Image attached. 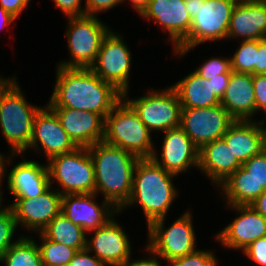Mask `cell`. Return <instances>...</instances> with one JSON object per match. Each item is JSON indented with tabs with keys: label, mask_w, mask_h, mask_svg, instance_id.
Returning <instances> with one entry per match:
<instances>
[{
	"label": "cell",
	"mask_w": 266,
	"mask_h": 266,
	"mask_svg": "<svg viewBox=\"0 0 266 266\" xmlns=\"http://www.w3.org/2000/svg\"><path fill=\"white\" fill-rule=\"evenodd\" d=\"M149 129L122 98L105 117L103 141L129 151L140 159L151 158L154 144Z\"/></svg>",
	"instance_id": "cell-5"
},
{
	"label": "cell",
	"mask_w": 266,
	"mask_h": 266,
	"mask_svg": "<svg viewBox=\"0 0 266 266\" xmlns=\"http://www.w3.org/2000/svg\"><path fill=\"white\" fill-rule=\"evenodd\" d=\"M253 87L256 103V112L266 113V75H253Z\"/></svg>",
	"instance_id": "cell-37"
},
{
	"label": "cell",
	"mask_w": 266,
	"mask_h": 266,
	"mask_svg": "<svg viewBox=\"0 0 266 266\" xmlns=\"http://www.w3.org/2000/svg\"><path fill=\"white\" fill-rule=\"evenodd\" d=\"M56 84L48 107L91 111L104 119L122 99V93L101 80L90 68L58 66Z\"/></svg>",
	"instance_id": "cell-1"
},
{
	"label": "cell",
	"mask_w": 266,
	"mask_h": 266,
	"mask_svg": "<svg viewBox=\"0 0 266 266\" xmlns=\"http://www.w3.org/2000/svg\"><path fill=\"white\" fill-rule=\"evenodd\" d=\"M172 87L178 94L182 108H205L221 104V100L213 93L212 80L202 78L196 71Z\"/></svg>",
	"instance_id": "cell-26"
},
{
	"label": "cell",
	"mask_w": 266,
	"mask_h": 266,
	"mask_svg": "<svg viewBox=\"0 0 266 266\" xmlns=\"http://www.w3.org/2000/svg\"><path fill=\"white\" fill-rule=\"evenodd\" d=\"M5 266H43L38 244L30 237L20 236L2 256Z\"/></svg>",
	"instance_id": "cell-29"
},
{
	"label": "cell",
	"mask_w": 266,
	"mask_h": 266,
	"mask_svg": "<svg viewBox=\"0 0 266 266\" xmlns=\"http://www.w3.org/2000/svg\"><path fill=\"white\" fill-rule=\"evenodd\" d=\"M238 0H199L189 35L173 50L182 57L195 46L227 38L231 15Z\"/></svg>",
	"instance_id": "cell-6"
},
{
	"label": "cell",
	"mask_w": 266,
	"mask_h": 266,
	"mask_svg": "<svg viewBox=\"0 0 266 266\" xmlns=\"http://www.w3.org/2000/svg\"><path fill=\"white\" fill-rule=\"evenodd\" d=\"M50 185L53 179L62 186L61 195L95 193L94 164L88 147L57 155L48 161ZM52 179V180H51Z\"/></svg>",
	"instance_id": "cell-7"
},
{
	"label": "cell",
	"mask_w": 266,
	"mask_h": 266,
	"mask_svg": "<svg viewBox=\"0 0 266 266\" xmlns=\"http://www.w3.org/2000/svg\"><path fill=\"white\" fill-rule=\"evenodd\" d=\"M66 38L71 60L58 66L65 68H90L96 61L109 28L96 16L69 17Z\"/></svg>",
	"instance_id": "cell-9"
},
{
	"label": "cell",
	"mask_w": 266,
	"mask_h": 266,
	"mask_svg": "<svg viewBox=\"0 0 266 266\" xmlns=\"http://www.w3.org/2000/svg\"><path fill=\"white\" fill-rule=\"evenodd\" d=\"M97 194H65L62 195L61 213L72 223L91 231L105 225L114 214L119 211L108 201L103 199L102 205L95 203Z\"/></svg>",
	"instance_id": "cell-13"
},
{
	"label": "cell",
	"mask_w": 266,
	"mask_h": 266,
	"mask_svg": "<svg viewBox=\"0 0 266 266\" xmlns=\"http://www.w3.org/2000/svg\"><path fill=\"white\" fill-rule=\"evenodd\" d=\"M39 144L47 156L52 157L75 151L78 146L62 128L56 114L47 106L41 108L35 116L29 148L40 151Z\"/></svg>",
	"instance_id": "cell-15"
},
{
	"label": "cell",
	"mask_w": 266,
	"mask_h": 266,
	"mask_svg": "<svg viewBox=\"0 0 266 266\" xmlns=\"http://www.w3.org/2000/svg\"><path fill=\"white\" fill-rule=\"evenodd\" d=\"M42 245H38L43 266H68L77 250L47 239L41 232Z\"/></svg>",
	"instance_id": "cell-30"
},
{
	"label": "cell",
	"mask_w": 266,
	"mask_h": 266,
	"mask_svg": "<svg viewBox=\"0 0 266 266\" xmlns=\"http://www.w3.org/2000/svg\"><path fill=\"white\" fill-rule=\"evenodd\" d=\"M7 79L6 78H4V77H0V86L6 81Z\"/></svg>",
	"instance_id": "cell-51"
},
{
	"label": "cell",
	"mask_w": 266,
	"mask_h": 266,
	"mask_svg": "<svg viewBox=\"0 0 266 266\" xmlns=\"http://www.w3.org/2000/svg\"><path fill=\"white\" fill-rule=\"evenodd\" d=\"M30 0H0V6L17 18L27 8Z\"/></svg>",
	"instance_id": "cell-42"
},
{
	"label": "cell",
	"mask_w": 266,
	"mask_h": 266,
	"mask_svg": "<svg viewBox=\"0 0 266 266\" xmlns=\"http://www.w3.org/2000/svg\"><path fill=\"white\" fill-rule=\"evenodd\" d=\"M264 123L236 120L222 137L241 164L266 150Z\"/></svg>",
	"instance_id": "cell-22"
},
{
	"label": "cell",
	"mask_w": 266,
	"mask_h": 266,
	"mask_svg": "<svg viewBox=\"0 0 266 266\" xmlns=\"http://www.w3.org/2000/svg\"><path fill=\"white\" fill-rule=\"evenodd\" d=\"M140 16L166 29L175 48L189 35L192 25L185 0H150Z\"/></svg>",
	"instance_id": "cell-20"
},
{
	"label": "cell",
	"mask_w": 266,
	"mask_h": 266,
	"mask_svg": "<svg viewBox=\"0 0 266 266\" xmlns=\"http://www.w3.org/2000/svg\"><path fill=\"white\" fill-rule=\"evenodd\" d=\"M18 225L13 213V210L9 207L6 211L0 214V260L3 254L18 241L11 242L14 236L15 229Z\"/></svg>",
	"instance_id": "cell-33"
},
{
	"label": "cell",
	"mask_w": 266,
	"mask_h": 266,
	"mask_svg": "<svg viewBox=\"0 0 266 266\" xmlns=\"http://www.w3.org/2000/svg\"><path fill=\"white\" fill-rule=\"evenodd\" d=\"M236 120L221 105L205 108H182L180 127L200 149L221 139Z\"/></svg>",
	"instance_id": "cell-12"
},
{
	"label": "cell",
	"mask_w": 266,
	"mask_h": 266,
	"mask_svg": "<svg viewBox=\"0 0 266 266\" xmlns=\"http://www.w3.org/2000/svg\"><path fill=\"white\" fill-rule=\"evenodd\" d=\"M256 75H266V38L258 40L256 53Z\"/></svg>",
	"instance_id": "cell-43"
},
{
	"label": "cell",
	"mask_w": 266,
	"mask_h": 266,
	"mask_svg": "<svg viewBox=\"0 0 266 266\" xmlns=\"http://www.w3.org/2000/svg\"><path fill=\"white\" fill-rule=\"evenodd\" d=\"M125 0H122V2ZM133 4V8L139 13V15L142 13V11L147 7L150 0H130Z\"/></svg>",
	"instance_id": "cell-48"
},
{
	"label": "cell",
	"mask_w": 266,
	"mask_h": 266,
	"mask_svg": "<svg viewBox=\"0 0 266 266\" xmlns=\"http://www.w3.org/2000/svg\"><path fill=\"white\" fill-rule=\"evenodd\" d=\"M250 207H252L256 212L266 218V189L257 199H255L250 204Z\"/></svg>",
	"instance_id": "cell-44"
},
{
	"label": "cell",
	"mask_w": 266,
	"mask_h": 266,
	"mask_svg": "<svg viewBox=\"0 0 266 266\" xmlns=\"http://www.w3.org/2000/svg\"><path fill=\"white\" fill-rule=\"evenodd\" d=\"M241 165L223 138L205 144L199 149L198 168L215 185L219 186Z\"/></svg>",
	"instance_id": "cell-25"
},
{
	"label": "cell",
	"mask_w": 266,
	"mask_h": 266,
	"mask_svg": "<svg viewBox=\"0 0 266 266\" xmlns=\"http://www.w3.org/2000/svg\"><path fill=\"white\" fill-rule=\"evenodd\" d=\"M161 160L157 152L151 159L166 171L178 175L186 172L189 167L198 168L199 149L179 126L164 132Z\"/></svg>",
	"instance_id": "cell-18"
},
{
	"label": "cell",
	"mask_w": 266,
	"mask_h": 266,
	"mask_svg": "<svg viewBox=\"0 0 266 266\" xmlns=\"http://www.w3.org/2000/svg\"><path fill=\"white\" fill-rule=\"evenodd\" d=\"M122 38L110 30L104 37L97 59L90 69L122 94H128L131 52Z\"/></svg>",
	"instance_id": "cell-11"
},
{
	"label": "cell",
	"mask_w": 266,
	"mask_h": 266,
	"mask_svg": "<svg viewBox=\"0 0 266 266\" xmlns=\"http://www.w3.org/2000/svg\"><path fill=\"white\" fill-rule=\"evenodd\" d=\"M174 176L177 175L166 171L151 158L140 159L134 169L131 195L119 212L126 206L139 203L146 216L147 226L155 220L166 218L178 195L172 182Z\"/></svg>",
	"instance_id": "cell-3"
},
{
	"label": "cell",
	"mask_w": 266,
	"mask_h": 266,
	"mask_svg": "<svg viewBox=\"0 0 266 266\" xmlns=\"http://www.w3.org/2000/svg\"><path fill=\"white\" fill-rule=\"evenodd\" d=\"M221 105L235 120L251 121L256 113L253 75L232 71Z\"/></svg>",
	"instance_id": "cell-24"
},
{
	"label": "cell",
	"mask_w": 266,
	"mask_h": 266,
	"mask_svg": "<svg viewBox=\"0 0 266 266\" xmlns=\"http://www.w3.org/2000/svg\"><path fill=\"white\" fill-rule=\"evenodd\" d=\"M62 128L78 147H89L103 141L105 119L94 112L63 107H49Z\"/></svg>",
	"instance_id": "cell-19"
},
{
	"label": "cell",
	"mask_w": 266,
	"mask_h": 266,
	"mask_svg": "<svg viewBox=\"0 0 266 266\" xmlns=\"http://www.w3.org/2000/svg\"><path fill=\"white\" fill-rule=\"evenodd\" d=\"M231 70L230 58L221 59L219 57H212L204 62L195 71L205 79H211L220 74L228 73Z\"/></svg>",
	"instance_id": "cell-35"
},
{
	"label": "cell",
	"mask_w": 266,
	"mask_h": 266,
	"mask_svg": "<svg viewBox=\"0 0 266 266\" xmlns=\"http://www.w3.org/2000/svg\"><path fill=\"white\" fill-rule=\"evenodd\" d=\"M51 188L37 198H15L9 207L17 225L39 233L61 212L62 195Z\"/></svg>",
	"instance_id": "cell-14"
},
{
	"label": "cell",
	"mask_w": 266,
	"mask_h": 266,
	"mask_svg": "<svg viewBox=\"0 0 266 266\" xmlns=\"http://www.w3.org/2000/svg\"><path fill=\"white\" fill-rule=\"evenodd\" d=\"M94 164L95 194H103L118 211L128 202L133 173L140 160L135 154L105 141L88 147Z\"/></svg>",
	"instance_id": "cell-2"
},
{
	"label": "cell",
	"mask_w": 266,
	"mask_h": 266,
	"mask_svg": "<svg viewBox=\"0 0 266 266\" xmlns=\"http://www.w3.org/2000/svg\"><path fill=\"white\" fill-rule=\"evenodd\" d=\"M122 98L133 108L150 132H165L180 126L182 107L172 86L163 91L152 89L147 95L134 100L128 99L127 93H123Z\"/></svg>",
	"instance_id": "cell-10"
},
{
	"label": "cell",
	"mask_w": 266,
	"mask_h": 266,
	"mask_svg": "<svg viewBox=\"0 0 266 266\" xmlns=\"http://www.w3.org/2000/svg\"><path fill=\"white\" fill-rule=\"evenodd\" d=\"M192 220L187 211L166 230L165 217L153 221L148 226L147 252L170 263L197 250Z\"/></svg>",
	"instance_id": "cell-8"
},
{
	"label": "cell",
	"mask_w": 266,
	"mask_h": 266,
	"mask_svg": "<svg viewBox=\"0 0 266 266\" xmlns=\"http://www.w3.org/2000/svg\"><path fill=\"white\" fill-rule=\"evenodd\" d=\"M257 182V198L266 189V150L241 165Z\"/></svg>",
	"instance_id": "cell-32"
},
{
	"label": "cell",
	"mask_w": 266,
	"mask_h": 266,
	"mask_svg": "<svg viewBox=\"0 0 266 266\" xmlns=\"http://www.w3.org/2000/svg\"><path fill=\"white\" fill-rule=\"evenodd\" d=\"M87 248L77 251L68 266H105L94 254L89 255Z\"/></svg>",
	"instance_id": "cell-40"
},
{
	"label": "cell",
	"mask_w": 266,
	"mask_h": 266,
	"mask_svg": "<svg viewBox=\"0 0 266 266\" xmlns=\"http://www.w3.org/2000/svg\"><path fill=\"white\" fill-rule=\"evenodd\" d=\"M47 239L61 243L77 251L86 248V232L72 223L61 212L41 232Z\"/></svg>",
	"instance_id": "cell-28"
},
{
	"label": "cell",
	"mask_w": 266,
	"mask_h": 266,
	"mask_svg": "<svg viewBox=\"0 0 266 266\" xmlns=\"http://www.w3.org/2000/svg\"><path fill=\"white\" fill-rule=\"evenodd\" d=\"M40 109L41 106L28 103L15 77H8L0 86V128L11 146L10 159L29 147L34 119Z\"/></svg>",
	"instance_id": "cell-4"
},
{
	"label": "cell",
	"mask_w": 266,
	"mask_h": 266,
	"mask_svg": "<svg viewBox=\"0 0 266 266\" xmlns=\"http://www.w3.org/2000/svg\"><path fill=\"white\" fill-rule=\"evenodd\" d=\"M86 248L106 266H126L130 262L131 245L123 228L112 218L105 225L94 230Z\"/></svg>",
	"instance_id": "cell-16"
},
{
	"label": "cell",
	"mask_w": 266,
	"mask_h": 266,
	"mask_svg": "<svg viewBox=\"0 0 266 266\" xmlns=\"http://www.w3.org/2000/svg\"><path fill=\"white\" fill-rule=\"evenodd\" d=\"M85 15L95 16L96 13L107 11L117 4L122 3V0H86Z\"/></svg>",
	"instance_id": "cell-38"
},
{
	"label": "cell",
	"mask_w": 266,
	"mask_h": 266,
	"mask_svg": "<svg viewBox=\"0 0 266 266\" xmlns=\"http://www.w3.org/2000/svg\"><path fill=\"white\" fill-rule=\"evenodd\" d=\"M185 7L191 19H193L197 15L199 0H185Z\"/></svg>",
	"instance_id": "cell-47"
},
{
	"label": "cell",
	"mask_w": 266,
	"mask_h": 266,
	"mask_svg": "<svg viewBox=\"0 0 266 266\" xmlns=\"http://www.w3.org/2000/svg\"><path fill=\"white\" fill-rule=\"evenodd\" d=\"M243 254L260 266H266V236L251 243Z\"/></svg>",
	"instance_id": "cell-36"
},
{
	"label": "cell",
	"mask_w": 266,
	"mask_h": 266,
	"mask_svg": "<svg viewBox=\"0 0 266 266\" xmlns=\"http://www.w3.org/2000/svg\"><path fill=\"white\" fill-rule=\"evenodd\" d=\"M15 20L16 18L14 16L0 6V30H2L6 25L10 26Z\"/></svg>",
	"instance_id": "cell-46"
},
{
	"label": "cell",
	"mask_w": 266,
	"mask_h": 266,
	"mask_svg": "<svg viewBox=\"0 0 266 266\" xmlns=\"http://www.w3.org/2000/svg\"><path fill=\"white\" fill-rule=\"evenodd\" d=\"M228 206L249 205L257 199V182L242 166L219 186Z\"/></svg>",
	"instance_id": "cell-27"
},
{
	"label": "cell",
	"mask_w": 266,
	"mask_h": 266,
	"mask_svg": "<svg viewBox=\"0 0 266 266\" xmlns=\"http://www.w3.org/2000/svg\"><path fill=\"white\" fill-rule=\"evenodd\" d=\"M217 258L211 251L195 250L171 261L168 266H216Z\"/></svg>",
	"instance_id": "cell-34"
},
{
	"label": "cell",
	"mask_w": 266,
	"mask_h": 266,
	"mask_svg": "<svg viewBox=\"0 0 266 266\" xmlns=\"http://www.w3.org/2000/svg\"><path fill=\"white\" fill-rule=\"evenodd\" d=\"M258 40H243L230 58L231 70L256 75V53Z\"/></svg>",
	"instance_id": "cell-31"
},
{
	"label": "cell",
	"mask_w": 266,
	"mask_h": 266,
	"mask_svg": "<svg viewBox=\"0 0 266 266\" xmlns=\"http://www.w3.org/2000/svg\"><path fill=\"white\" fill-rule=\"evenodd\" d=\"M82 0H54L66 17H81L85 15V9L81 8Z\"/></svg>",
	"instance_id": "cell-39"
},
{
	"label": "cell",
	"mask_w": 266,
	"mask_h": 266,
	"mask_svg": "<svg viewBox=\"0 0 266 266\" xmlns=\"http://www.w3.org/2000/svg\"><path fill=\"white\" fill-rule=\"evenodd\" d=\"M232 70H230L228 73L220 74L215 77H211L212 80V86H213V93L221 100L227 86L229 84L230 76H231Z\"/></svg>",
	"instance_id": "cell-41"
},
{
	"label": "cell",
	"mask_w": 266,
	"mask_h": 266,
	"mask_svg": "<svg viewBox=\"0 0 266 266\" xmlns=\"http://www.w3.org/2000/svg\"><path fill=\"white\" fill-rule=\"evenodd\" d=\"M259 40L266 38V0H238L235 5L227 38Z\"/></svg>",
	"instance_id": "cell-21"
},
{
	"label": "cell",
	"mask_w": 266,
	"mask_h": 266,
	"mask_svg": "<svg viewBox=\"0 0 266 266\" xmlns=\"http://www.w3.org/2000/svg\"><path fill=\"white\" fill-rule=\"evenodd\" d=\"M157 258L151 256V258L147 259H140V260H133L129 262L126 266H162L160 261L156 260Z\"/></svg>",
	"instance_id": "cell-45"
},
{
	"label": "cell",
	"mask_w": 266,
	"mask_h": 266,
	"mask_svg": "<svg viewBox=\"0 0 266 266\" xmlns=\"http://www.w3.org/2000/svg\"><path fill=\"white\" fill-rule=\"evenodd\" d=\"M5 162H7V161L5 160L4 155H2L0 153V180H2L4 178V176L6 175V173H5V169H6L5 165H6V163Z\"/></svg>",
	"instance_id": "cell-49"
},
{
	"label": "cell",
	"mask_w": 266,
	"mask_h": 266,
	"mask_svg": "<svg viewBox=\"0 0 266 266\" xmlns=\"http://www.w3.org/2000/svg\"><path fill=\"white\" fill-rule=\"evenodd\" d=\"M8 189L16 198H37L50 187L47 165L32 160H22L10 169Z\"/></svg>",
	"instance_id": "cell-23"
},
{
	"label": "cell",
	"mask_w": 266,
	"mask_h": 266,
	"mask_svg": "<svg viewBox=\"0 0 266 266\" xmlns=\"http://www.w3.org/2000/svg\"><path fill=\"white\" fill-rule=\"evenodd\" d=\"M1 184H2V180H0V187H1ZM2 194H1V188H0V206L2 204ZM8 209V207H5V208H0V214H2L4 211H6Z\"/></svg>",
	"instance_id": "cell-50"
},
{
	"label": "cell",
	"mask_w": 266,
	"mask_h": 266,
	"mask_svg": "<svg viewBox=\"0 0 266 266\" xmlns=\"http://www.w3.org/2000/svg\"><path fill=\"white\" fill-rule=\"evenodd\" d=\"M238 214L215 237L224 247L244 251L251 243L266 236V218L249 205L229 206Z\"/></svg>",
	"instance_id": "cell-17"
}]
</instances>
